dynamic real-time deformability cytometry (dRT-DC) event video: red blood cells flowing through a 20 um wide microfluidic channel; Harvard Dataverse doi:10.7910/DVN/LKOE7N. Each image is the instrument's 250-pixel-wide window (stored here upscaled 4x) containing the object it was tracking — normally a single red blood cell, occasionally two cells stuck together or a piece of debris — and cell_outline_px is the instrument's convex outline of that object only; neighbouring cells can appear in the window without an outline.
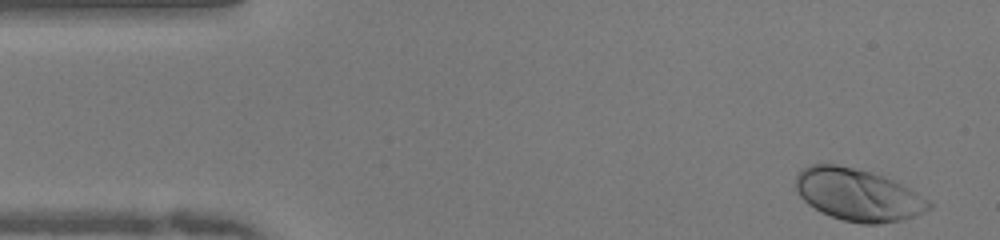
{"species": "human", "species_latin": "Homo sapiens", "temperature_condition": "warm", "stored_images_in_passage": 48, "camera_frame_rate_fps": 3000, "um_per_image_px": 0.085, "donor": {"sex": "female"}, "frame": {"image": 1, "passage_image": 1, "time_ms": 0.0, "image_size_px": [1000, 240], "cell_outline_px": [[932, 208], [924, 212], [900, 220], [876, 224], [860, 224], [844, 220], [820, 212], [808, 204], [796, 192], [796, 176], [800, 168], [808, 164], [836, 164], [884, 176], [908, 188], [928, 200], [932, 204]], "centroid_in_image_um": [72.87, 16.55], "position_along_channel_um": 12.1, "area_um2": 40.17}}
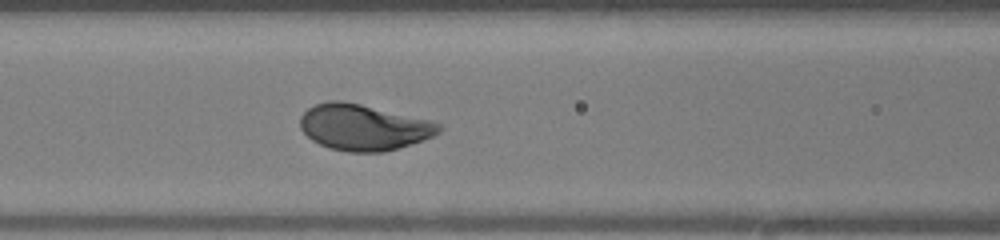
{"frame": {"image": 2, "passage_image": 18, "time_ms": 5.667, "image_size_px": [1000, 240], "cell_outline_px": [[444, 128], [440, 132], [432, 136], [384, 152], [348, 152], [328, 148], [312, 140], [300, 128], [300, 116], [308, 108], [316, 104], [332, 100], [336, 100], [360, 104], [428, 120], [440, 124]], "centroid_in_image_um": [30.86, 10.82], "position_along_channel_um": 135.7, "area_um2": 36.7}}
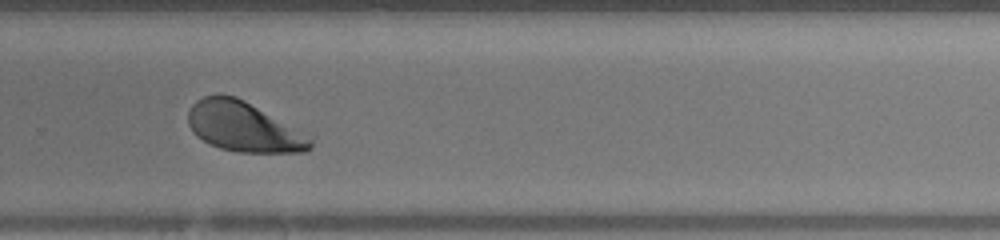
{"frame": {"image": 3, "passage_image": 31, "time_ms": 10.0, "image_size_px": [1000, 240], "cell_outline_px": [[312, 148], [308, 152], [236, 152], [220, 148], [196, 136], [192, 132], [188, 124], [188, 112], [192, 104], [196, 100], [204, 96], [216, 92], [220, 92], [236, 96], [244, 100], [312, 140]], "centroid_in_image_um": [20.59, 10.76], "position_along_channel_um": 309.2, "area_um2": 34.91}, "authors_computed_cell_mechanics": {"area_um2": 37.4544, "velocity_mm_per_s": 4.009, "shape_relaxation_time_tau1_ms": 1.8173, "shape_relaxation_time_tau2_ms": null, "deformation_change_tau1": 0.1521, "deformation_change_tau2": null}}